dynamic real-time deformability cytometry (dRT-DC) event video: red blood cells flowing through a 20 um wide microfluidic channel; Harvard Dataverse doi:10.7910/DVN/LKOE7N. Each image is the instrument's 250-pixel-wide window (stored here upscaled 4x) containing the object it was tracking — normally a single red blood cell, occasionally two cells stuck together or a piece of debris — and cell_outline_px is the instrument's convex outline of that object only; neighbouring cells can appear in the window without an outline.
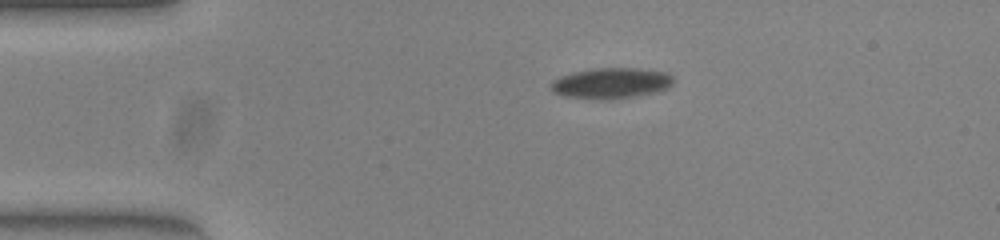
{"species": "common noctule bat (a hibernating species)", "species_latin": "Nyctalus noctula", "temperature_condition": "warm", "stored_images_in_passage": 46, "camera_frame_rate_fps": 3000, "um_per_image_px": 0.085, "animal": {"sex": "female", "body_mass_g": 23.0, "forearm_length_mm": 53.4}, "frame": {"image": 1, "passage_image": 1, "time_ms": 0.0, "image_size_px": [1000, 240], "cell_outline_px": [[672, 84], [664, 88], [648, 92], [628, 96], [572, 96], [556, 92], [552, 88], [552, 84], [556, 80], [564, 76], [576, 72], [600, 68], [628, 68], [664, 72], [672, 76]], "centroid_in_image_um": [52.0, 7.0], "position_along_channel_um": 33.0, "area_um2": 19.59}}
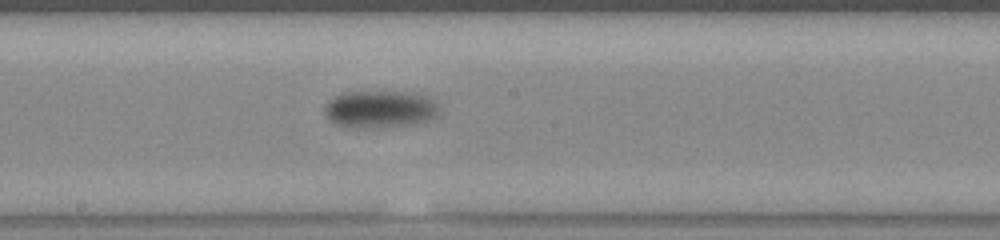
{"frame": {"image": 2, "passage_image": 20, "time_ms": 6.333, "image_size_px": [1000, 240], "cell_outline_px": [[436, 112], [428, 120], [384, 128], [348, 128], [332, 120], [328, 116], [324, 108], [336, 96], [344, 92], [412, 92], [428, 96], [432, 100], [436, 108]], "centroid_in_image_um": [32.27, 9.28], "position_along_channel_um": 215.9, "area_um2": 24.22}}
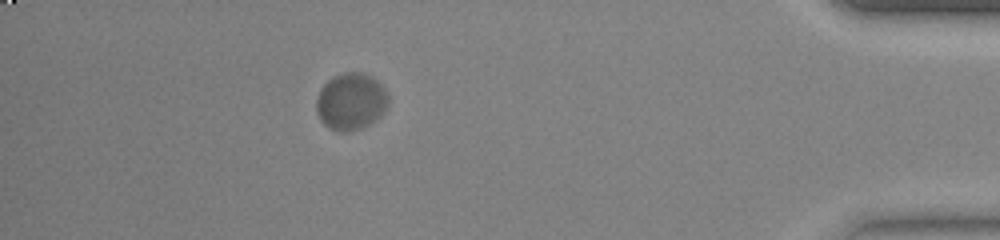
{"frame": {"image": 3, "passage_image": 40, "time_ms": 13.0, "image_size_px": [1000, 240], "cell_outline_px": [[388, 104], [368, 124], [344, 132], [340, 132], [328, 128], [320, 120], [316, 112], [316, 100], [320, 88], [332, 76], [344, 72], [360, 72], [376, 80], [384, 88], [388, 96]], "centroid_in_image_um": [29.75, 8.6], "position_along_channel_um": 405.4, "area_um2": 23.41}, "authors_computed_cell_mechanics": {"area_um2": 22.6287, "velocity_mm_per_s": 3.6398, "shape_relaxation_time_tau1_ms": 1.6938, "shape_relaxation_time_tau2_ms": null, "deformation_change_tau1": 0.0922, "deformation_change_tau2": null}}